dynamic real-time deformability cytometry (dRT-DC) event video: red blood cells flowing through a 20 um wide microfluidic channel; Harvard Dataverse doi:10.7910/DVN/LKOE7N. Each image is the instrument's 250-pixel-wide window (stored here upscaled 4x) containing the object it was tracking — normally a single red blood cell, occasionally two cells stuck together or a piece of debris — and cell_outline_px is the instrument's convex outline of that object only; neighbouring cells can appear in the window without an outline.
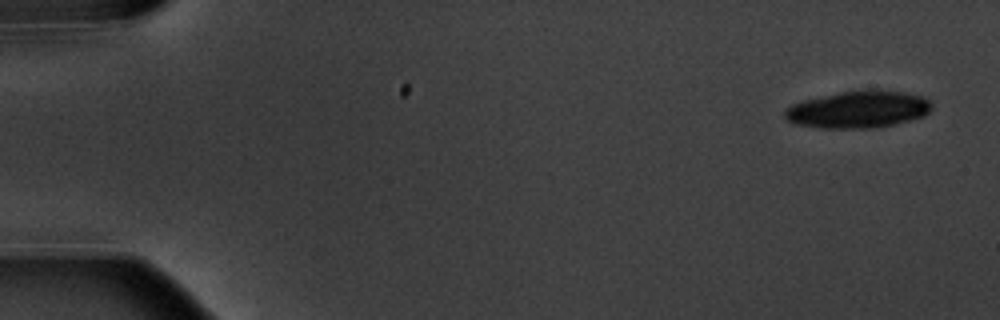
{"species": "common noctule bat (a hibernating species)", "species_latin": "Nyctalus noctula", "temperature_condition": "warm", "stored_images_in_passage": 4, "camera_frame_rate_fps": 3000, "um_per_image_px": 0.085, "animal": {"sex": "male", "body_mass_g": 20.1, "forearm_length_mm": 53.5}, "frame": {"image": 1, "passage_image": 1, "time_ms": 0.0, "image_size_px": [1000, 320], "cell_outline_px": [[932, 108], [924, 116], [892, 124], [872, 128], [820, 128], [796, 124], [788, 120], [784, 116], [784, 108], [792, 104], [804, 100], [840, 92], [904, 92], [924, 96], [932, 104]], "centroid_in_image_um": [72.92, 9.33], "position_along_channel_um": 12.1, "area_um2": 30.98}}